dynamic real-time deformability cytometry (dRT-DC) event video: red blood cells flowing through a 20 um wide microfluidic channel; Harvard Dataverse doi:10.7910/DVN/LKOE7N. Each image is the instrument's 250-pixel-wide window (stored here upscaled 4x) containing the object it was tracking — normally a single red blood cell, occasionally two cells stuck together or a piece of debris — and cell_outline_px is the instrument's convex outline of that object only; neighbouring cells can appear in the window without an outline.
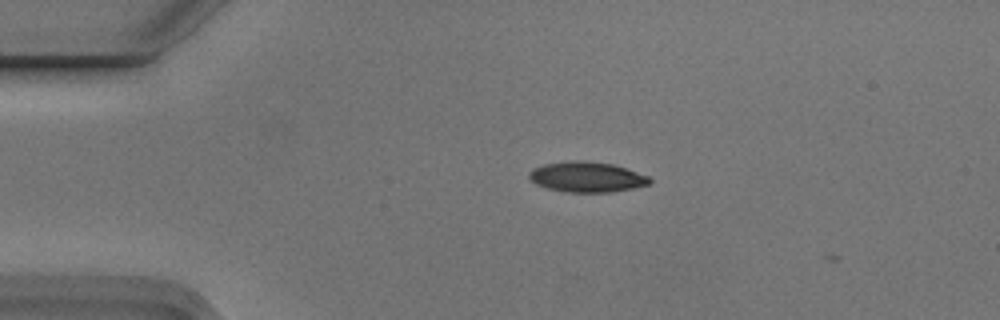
{"species": "Egyptian fruit bat (a non-hibernating species)", "species_latin": "Rousettus aegyptiacus", "temperature_condition": "cold", "stored_images_in_passage": 2, "camera_frame_rate_fps": 3000, "um_per_image_px": 0.085, "animal": {"sex": "male"}, "frame": {"image": 1, "passage_image": 1, "time_ms": 0.0, "image_size_px": [1000, 320], "cell_outline_px": [[652, 180], [648, 184], [632, 188], [608, 192], [568, 192], [548, 188], [536, 184], [528, 176], [528, 172], [532, 168], [544, 164], [568, 160], [588, 160], [612, 164], [648, 176]], "centroid_in_image_um": [49.83, 15.02], "position_along_channel_um": 35.2, "area_um2": 21.21}}